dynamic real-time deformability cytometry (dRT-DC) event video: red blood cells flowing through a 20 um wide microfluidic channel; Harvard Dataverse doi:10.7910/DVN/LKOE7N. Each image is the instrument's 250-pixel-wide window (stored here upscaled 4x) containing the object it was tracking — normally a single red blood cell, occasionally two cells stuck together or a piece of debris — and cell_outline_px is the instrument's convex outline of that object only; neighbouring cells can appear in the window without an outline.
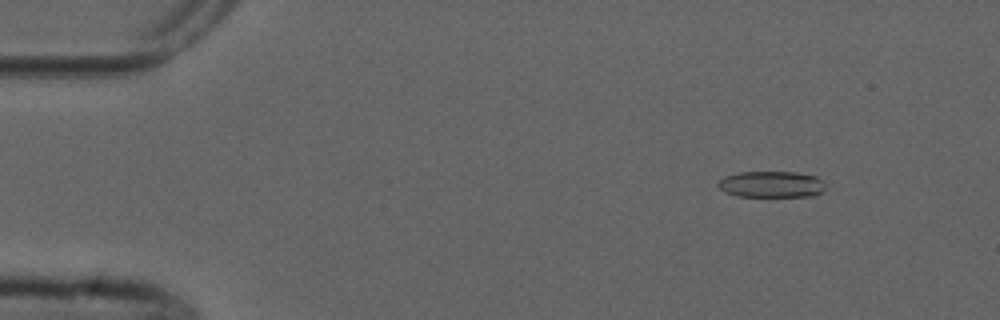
{"species": "common noctule bat (a hibernating species)", "species_latin": "Nyctalus noctula", "temperature_condition": "cold", "stored_images_in_passage": 55, "camera_frame_rate_fps": 3000, "um_per_image_px": 0.085, "animal": {"sex": "male", "forearm_length_mm": 52.5}, "frame": {"image": 1, "passage_image": 7, "time_ms": 2.0, "image_size_px": [1000, 320], "cell_outline_px": [[824, 188], [816, 196], [736, 196], [724, 192], [716, 184], [724, 176], [740, 172], [796, 172], [816, 176], [824, 180]], "centroid_in_image_um": [65.57, 15.66], "position_along_channel_um": 19.4, "area_um2": 16.53}}
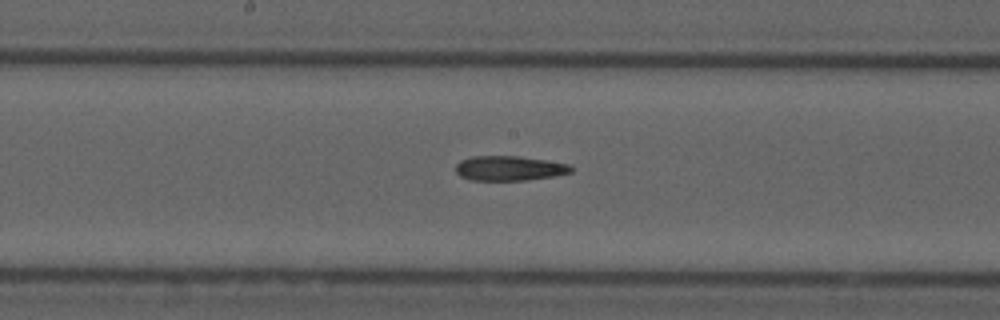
{"frame": {"image": 2, "passage_image": 29, "time_ms": 9.333, "image_size_px": [1000, 320], "cell_outline_px": [[572, 172], [556, 176], [528, 180], [472, 180], [460, 176], [456, 172], [456, 164], [460, 160], [472, 156], [520, 156], [572, 164]], "centroid_in_image_um": [43.32, 14.3], "position_along_channel_um": 204.9, "area_um2": 16.82}}
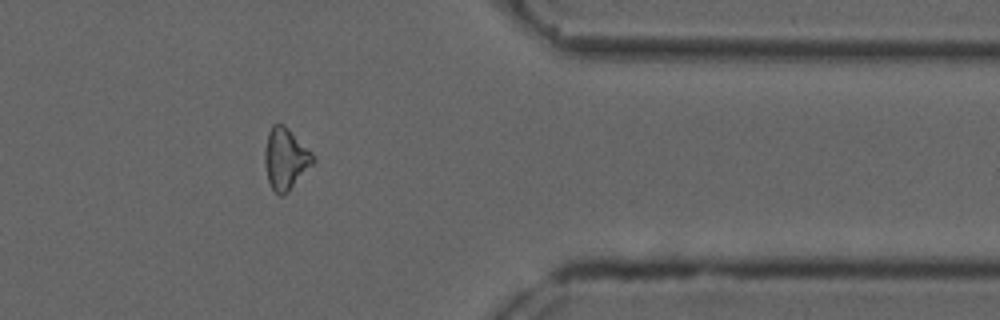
{"frame": {"image": 3, "passage_image": 45, "time_ms": 14.667, "image_size_px": [1000, 320], "cell_outline_px": [[316, 160], [288, 192], [280, 196], [272, 188], [268, 180], [264, 160], [264, 152], [268, 132], [272, 124], [284, 124], [312, 152]], "centroid_in_image_um": [24.27, 13.48], "position_along_channel_um": 387.1, "area_um2": 17.17}}